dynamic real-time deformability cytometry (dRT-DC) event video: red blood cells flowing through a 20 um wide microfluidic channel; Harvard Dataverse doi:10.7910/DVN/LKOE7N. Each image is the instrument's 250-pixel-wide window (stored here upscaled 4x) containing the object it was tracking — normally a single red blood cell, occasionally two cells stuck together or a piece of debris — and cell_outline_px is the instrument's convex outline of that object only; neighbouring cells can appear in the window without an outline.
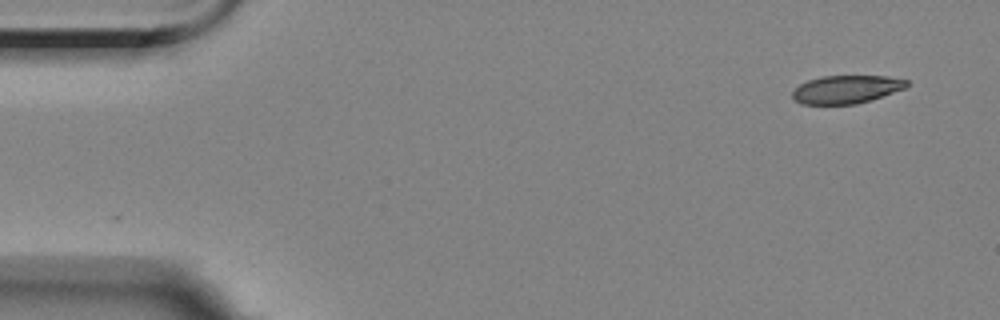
{"species": "Egyptian fruit bat (a non-hibernating species)", "species_latin": "Rousettus aegyptiacus", "temperature_condition": "room temperature", "stored_images_in_passage": 2, "camera_frame_rate_fps": 3000, "um_per_image_px": 0.085, "animal": {"sex": "female"}, "frame": {"image": 1, "passage_image": 2, "time_ms": 1.0, "image_size_px": [1000, 320], "cell_outline_px": [[908, 84], [904, 88], [872, 100], [856, 104], [800, 104], [792, 96], [792, 92], [800, 84], [808, 80], [824, 76], [888, 76], [908, 80]], "centroid_in_image_um": [71.94, 7.6], "position_along_channel_um": 13.1, "area_um2": 18.61}}